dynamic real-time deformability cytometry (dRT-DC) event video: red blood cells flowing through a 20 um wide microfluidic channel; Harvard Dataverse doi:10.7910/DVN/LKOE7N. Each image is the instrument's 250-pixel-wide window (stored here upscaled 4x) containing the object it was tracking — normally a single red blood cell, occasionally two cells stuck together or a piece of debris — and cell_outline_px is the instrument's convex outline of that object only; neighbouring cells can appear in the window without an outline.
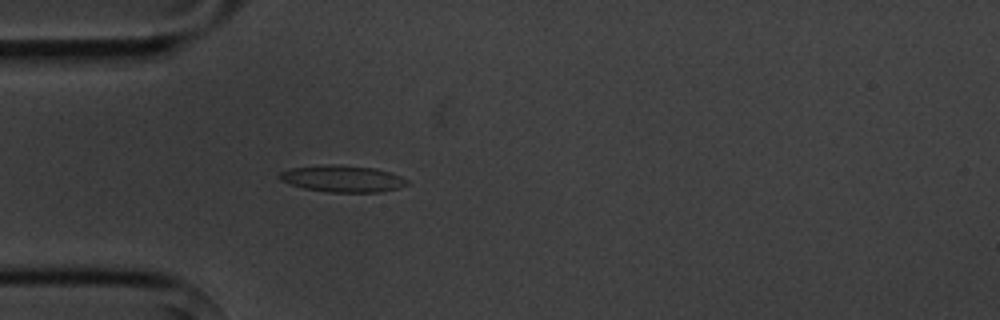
{"species": "common noctule bat (a hibernating species)", "species_latin": "Nyctalus noctula", "temperature_condition": "cold", "stored_images_in_passage": 2, "camera_frame_rate_fps": 3000, "um_per_image_px": 0.085, "animal": {"sex": "male", "body_mass_g": 20.1, "forearm_length_mm": 53.5}, "frame": {"image": 1, "passage_image": 2, "time_ms": 1.0, "image_size_px": [1000, 320], "cell_outline_px": [[408, 184], [396, 188], [380, 192], [328, 192], [304, 188], [280, 180], [276, 176], [280, 172], [292, 168], [376, 168], [400, 176], [408, 180]], "centroid_in_image_um": [29.14, 15.26], "position_along_channel_um": 55.9, "area_um2": 18.38}}